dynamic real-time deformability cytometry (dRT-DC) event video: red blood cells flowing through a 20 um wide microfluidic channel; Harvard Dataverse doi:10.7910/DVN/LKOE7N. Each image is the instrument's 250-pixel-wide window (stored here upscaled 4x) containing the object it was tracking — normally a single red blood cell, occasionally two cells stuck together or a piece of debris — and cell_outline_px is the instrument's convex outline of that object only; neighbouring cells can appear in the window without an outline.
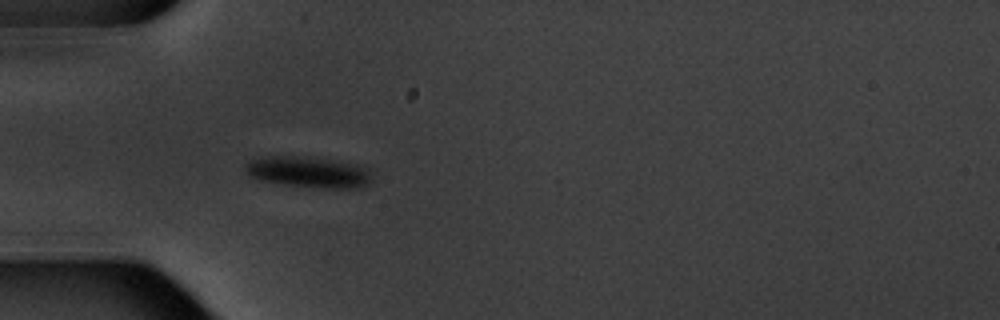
{"species": "common noctule bat (a hibernating species)", "species_latin": "Nyctalus noctula", "temperature_condition": "warm", "stored_images_in_passage": 5, "camera_frame_rate_fps": 3000, "um_per_image_px": 0.085, "animal": {"sex": "male", "body_mass_g": 20.1, "forearm_length_mm": 53.5}, "frame": {"image": 1, "passage_image": 5, "time_ms": 5.667, "image_size_px": [1000, 320], "cell_outline_px": [[372, 180], [368, 184], [360, 188], [328, 188], [288, 184], [260, 180], [248, 176], [244, 168], [244, 164], [248, 160], [256, 156], [292, 156], [364, 164]], "centroid_in_image_um": [26.18, 14.61], "position_along_channel_um": 58.8, "area_um2": 22.89}}